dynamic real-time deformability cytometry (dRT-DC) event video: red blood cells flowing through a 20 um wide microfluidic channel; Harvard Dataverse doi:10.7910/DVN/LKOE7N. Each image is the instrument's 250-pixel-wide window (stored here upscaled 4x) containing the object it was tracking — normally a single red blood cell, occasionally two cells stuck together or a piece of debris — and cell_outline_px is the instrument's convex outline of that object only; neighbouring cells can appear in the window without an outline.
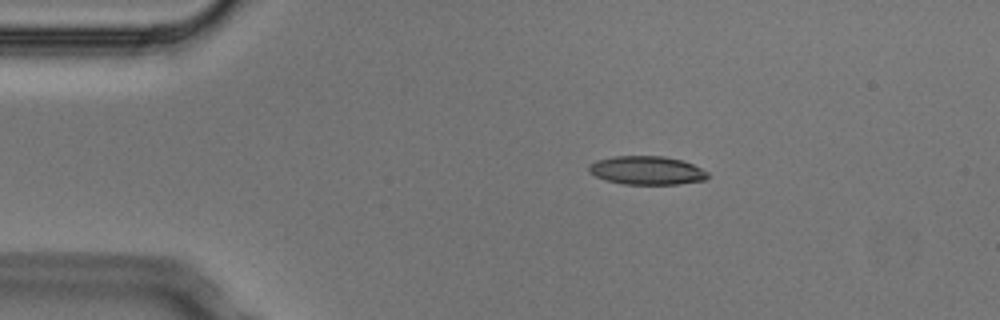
{"species": "Egyptian fruit bat (a non-hibernating species)", "species_latin": "Rousettus aegyptiacus", "temperature_condition": "cold", "stored_images_in_passage": 4, "camera_frame_rate_fps": 3000, "um_per_image_px": 0.085, "animal": {"sex": "male"}, "frame": {"image": 1, "passage_image": 2, "time_ms": 0.333, "image_size_px": [1000, 320], "cell_outline_px": [[708, 176], [704, 180], [680, 184], [624, 184], [608, 180], [596, 176], [588, 172], [588, 164], [596, 160], [612, 156], [664, 156], [680, 160], [692, 164], [708, 172]], "centroid_in_image_um": [54.95, 14.48], "position_along_channel_um": 30.1, "area_um2": 19.71}}
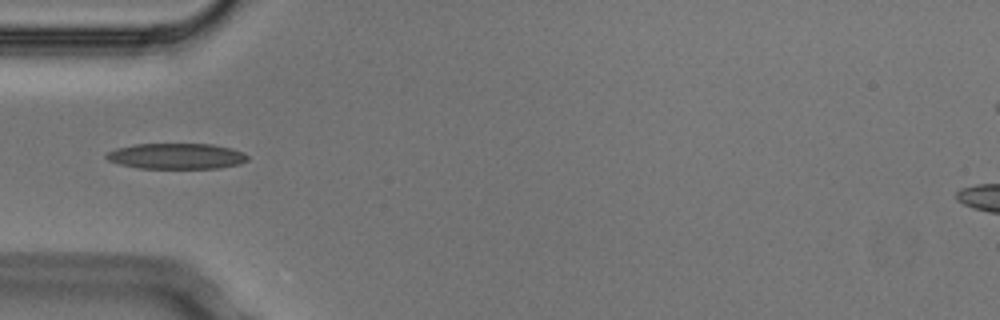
{"frame": {"image": 2, "passage_image": 4, "time_ms": 1.0, "image_size_px": [1000, 320], "cell_outline_px": [[248, 160], [240, 164], [220, 168], [140, 168], [120, 164], [108, 160], [104, 156], [104, 152], [116, 148], [136, 144], [212, 144], [232, 148], [244, 152], [248, 156]], "centroid_in_image_um": [15.0, 13.27], "position_along_channel_um": 70.0, "area_um2": 21.33}}